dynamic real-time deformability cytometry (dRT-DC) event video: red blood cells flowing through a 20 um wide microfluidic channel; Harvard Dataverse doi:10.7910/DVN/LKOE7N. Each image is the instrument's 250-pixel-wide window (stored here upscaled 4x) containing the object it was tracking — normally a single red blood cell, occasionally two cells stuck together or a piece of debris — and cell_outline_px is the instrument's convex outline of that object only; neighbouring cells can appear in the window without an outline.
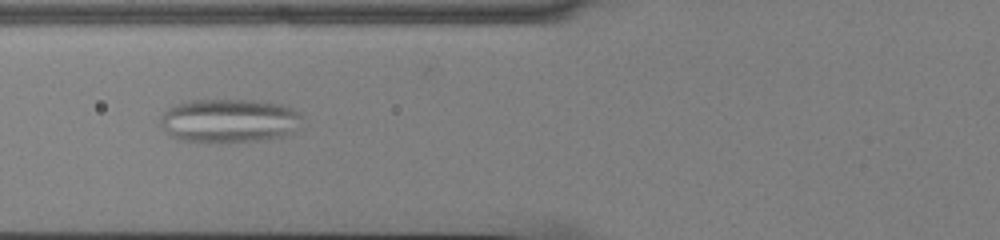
{"species": "common noctule bat (a hibernating species)", "species_latin": "Nyctalus noctula", "temperature_condition": "cold", "stored_images_in_passage": 43, "camera_frame_rate_fps": 3000, "um_per_image_px": 0.085, "animal": {"sex": "male", "body_mass_g": 13.0, "forearm_length_mm": 53.1}, "frame": {"image": 1, "passage_image": 10, "time_ms": 3.0, "image_size_px": [1000, 240], "cell_outline_px": [[300, 128], [284, 136], [260, 140], [180, 140], [172, 136], [160, 124], [160, 116], [172, 104], [188, 100], [252, 100], [280, 104], [292, 108], [300, 112]], "centroid_in_image_um": [19.49, 10.21], "position_along_channel_um": 106.3, "area_um2": 35.6}}
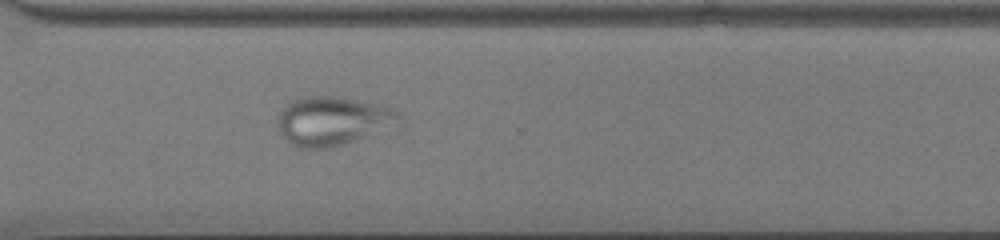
{"frame": {"image": 2, "passage_image": 29, "time_ms": 9.333, "image_size_px": [1000, 240], "cell_outline_px": [[404, 124], [396, 128], [332, 148], [300, 148], [288, 144], [280, 136], [276, 120], [280, 112], [288, 104], [296, 100], [308, 96], [340, 96], [388, 108], [396, 112], [404, 120]], "centroid_in_image_um": [28.31, 10.33], "position_along_channel_um": 342.3, "area_um2": 35.14}}
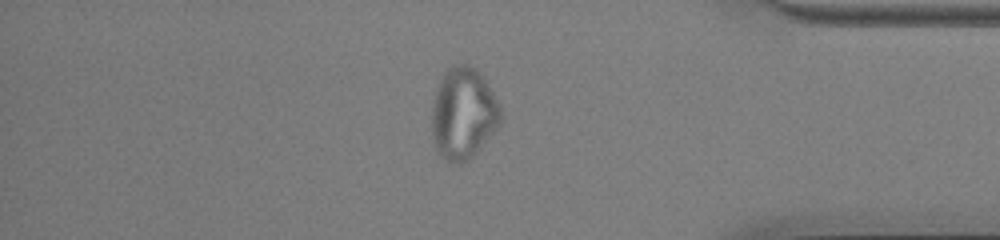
{"frame": {"image": 3, "passage_image": 35, "time_ms": 11.333, "image_size_px": [1000, 240], "cell_outline_px": [[500, 124], [472, 156], [468, 160], [460, 164], [444, 160], [436, 152], [432, 140], [432, 104], [440, 80], [444, 72], [448, 68], [456, 64], [468, 64], [476, 68], [484, 76], [500, 108]], "centroid_in_image_um": [39.35, 9.65], "position_along_channel_um": 395.9, "area_um2": 36.7}}